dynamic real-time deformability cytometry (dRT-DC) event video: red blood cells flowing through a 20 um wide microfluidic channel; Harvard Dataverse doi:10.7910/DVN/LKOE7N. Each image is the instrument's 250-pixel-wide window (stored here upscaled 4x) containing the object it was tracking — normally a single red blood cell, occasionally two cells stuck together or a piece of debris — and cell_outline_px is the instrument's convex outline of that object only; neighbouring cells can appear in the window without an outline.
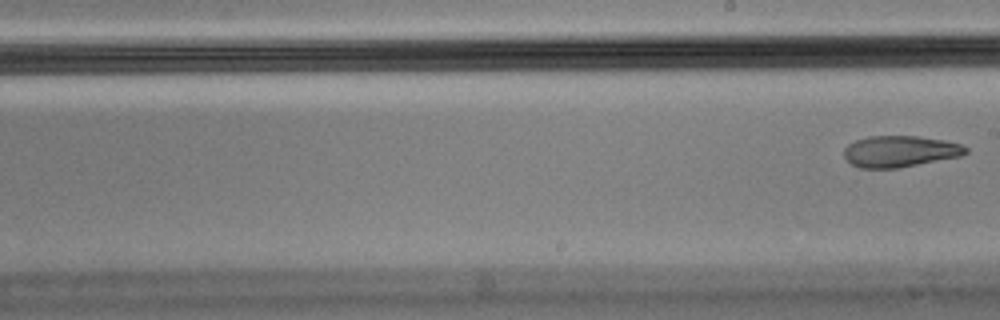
{"species": "Egyptian fruit bat (a non-hibernating species)", "species_latin": "Rousettus aegyptiacus", "temperature_condition": "cold", "stored_images_in_passage": 10, "segment_of_instrument_passage": [2, 2], "camera_frame_rate_fps": 3000, "um_per_image_px": 0.085, "animal": {"sex": "male"}, "frame": {"image": 1, "passage_image": 10, "time_ms": 3.0, "image_size_px": [1000, 320], "cell_outline_px": [[968, 152], [960, 156], [900, 168], [860, 168], [852, 164], [844, 156], [844, 148], [848, 144], [856, 140], [868, 136], [920, 136], [944, 140], [960, 144], [968, 148]], "centroid_in_image_um": [76.49, 12.86], "position_along_channel_um": 212.5, "area_um2": 22.25}}